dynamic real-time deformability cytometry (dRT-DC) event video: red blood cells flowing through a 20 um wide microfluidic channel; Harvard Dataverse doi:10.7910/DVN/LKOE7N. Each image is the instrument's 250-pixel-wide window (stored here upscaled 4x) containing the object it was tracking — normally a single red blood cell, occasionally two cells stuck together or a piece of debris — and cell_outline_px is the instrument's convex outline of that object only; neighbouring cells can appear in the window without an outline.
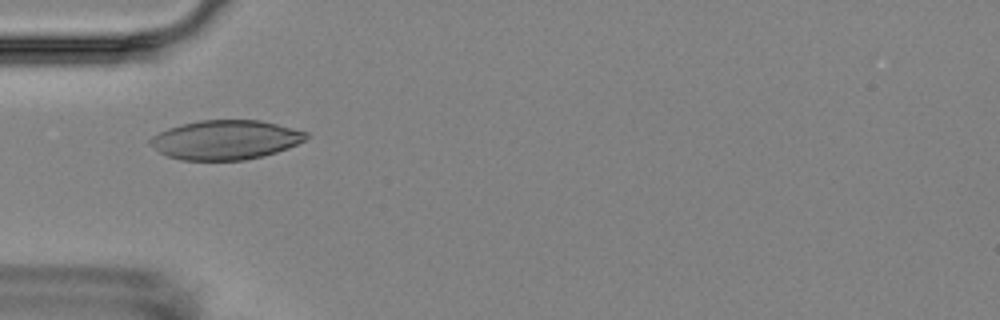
{"species": "Egyptian fruit bat (a non-hibernating species)", "species_latin": "Rousettus aegyptiacus", "temperature_condition": "room temperature", "stored_images_in_passage": 12, "camera_frame_rate_fps": 3000, "um_per_image_px": 0.085, "animal": {"sex": "female"}, "frame": {"image": 1, "passage_image": 1, "time_ms": 0.0, "image_size_px": [1000, 320], "cell_outline_px": [[308, 136], [304, 140], [288, 148], [264, 156], [244, 160], [180, 160], [168, 156], [160, 152], [148, 144], [148, 140], [152, 136], [168, 128], [180, 124], [200, 120], [260, 120], [308, 132]], "centroid_in_image_um": [19.14, 11.89], "position_along_channel_um": 65.9, "area_um2": 35.72}}
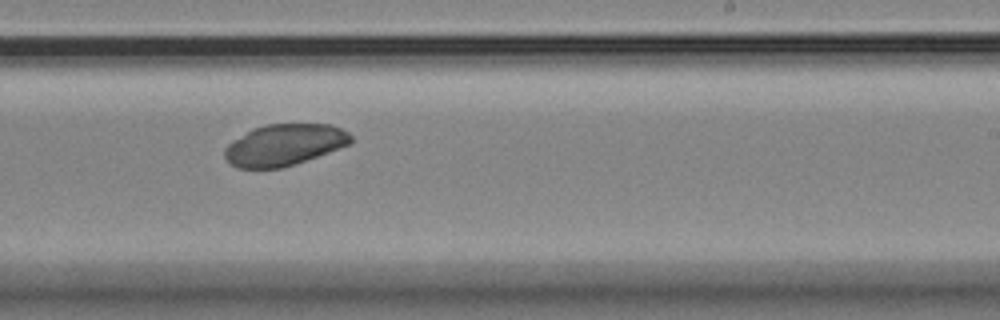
{"frame": {"image": 2, "passage_image": 6, "time_ms": 5.667, "image_size_px": [1000, 320], "cell_outline_px": [[352, 144], [280, 168], [236, 168], [224, 156], [224, 148], [232, 140], [252, 128], [264, 124], [328, 124], [340, 128], [348, 132], [352, 136]], "centroid_in_image_um": [24.14, 12.3], "position_along_channel_um": 264.9, "area_um2": 30.35}}
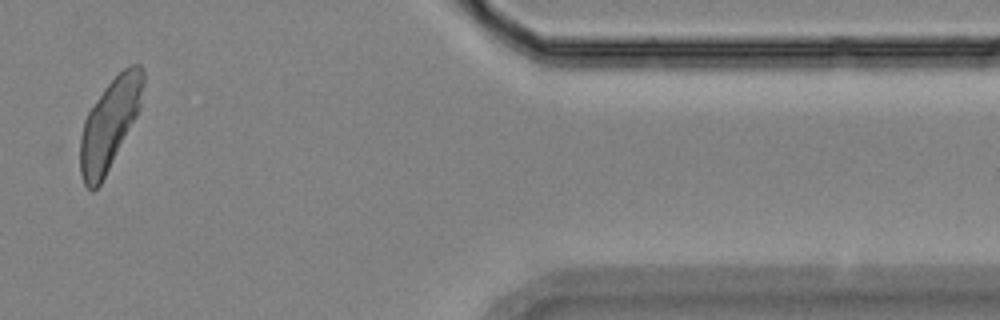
{"frame": {"image": 3, "passage_image": 10, "time_ms": 10.667, "image_size_px": [1000, 320], "cell_outline_px": [[144, 84], [140, 108], [136, 116], [100, 184], [92, 192], [84, 184], [80, 172], [80, 136], [84, 120], [88, 112], [104, 88], [128, 64], [140, 64], [144, 72]], "centroid_in_image_um": [9.31, 10.51], "position_along_channel_um": 402.1, "area_um2": 32.6}}